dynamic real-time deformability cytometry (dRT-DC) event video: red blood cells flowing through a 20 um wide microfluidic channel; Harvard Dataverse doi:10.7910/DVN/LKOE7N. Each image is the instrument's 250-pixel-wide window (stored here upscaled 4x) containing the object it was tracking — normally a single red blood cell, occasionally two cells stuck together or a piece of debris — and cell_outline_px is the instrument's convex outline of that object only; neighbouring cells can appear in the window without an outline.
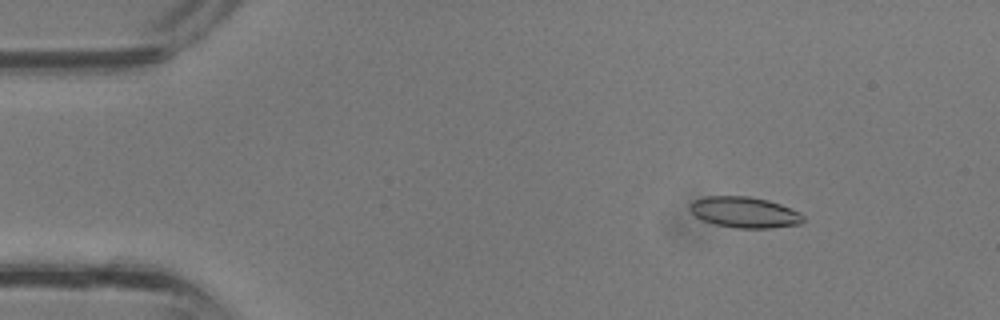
{"species": "common noctule bat (a hibernating species)", "species_latin": "Nyctalus noctula", "temperature_condition": "room temperature", "stored_images_in_passage": 35, "camera_frame_rate_fps": 3000, "um_per_image_px": 0.085, "animal": {"sex": "male", "body_mass_g": 13.3}, "frame": {"image": 1, "passage_image": 3, "time_ms": 0.667, "image_size_px": [1000, 320], "cell_outline_px": [[804, 220], [800, 224], [772, 228], [736, 228], [716, 224], [704, 220], [696, 216], [688, 208], [692, 200], [704, 196], [748, 196], [768, 200], [792, 208], [800, 212], [804, 216]], "centroid_in_image_um": [63.3, 18.04], "position_along_channel_um": 21.7, "area_um2": 20.52}}
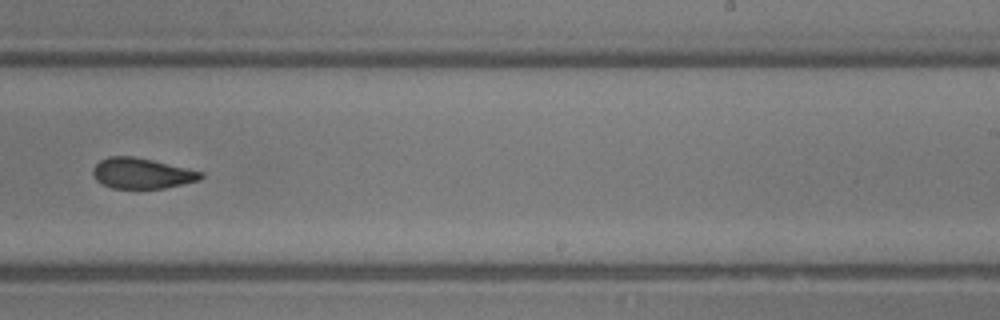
{"frame": {"image": 2, "passage_image": 21, "time_ms": 6.667, "image_size_px": [1000, 320], "cell_outline_px": [[204, 176], [200, 180], [164, 188], [112, 188], [100, 184], [92, 176], [92, 168], [100, 160], [108, 156], [132, 156], [152, 160], [204, 172]], "centroid_in_image_um": [12.02, 14.73], "position_along_channel_um": 277.0, "area_um2": 19.31}}
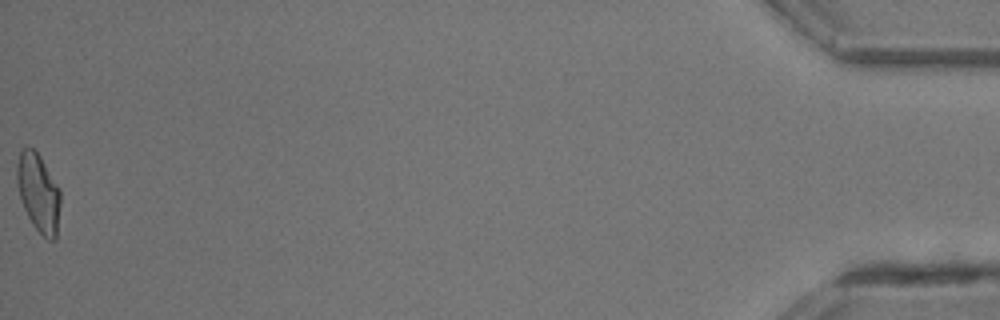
{"frame": {"image": 3, "passage_image": 35, "time_ms": 11.333, "image_size_px": [1000, 320], "cell_outline_px": [[60, 204], [56, 240], [48, 240], [32, 224], [24, 208], [20, 196], [16, 180], [16, 164], [20, 152], [24, 148], [32, 148], [40, 156], [60, 188]], "centroid_in_image_um": [3.27, 16.38], "position_along_channel_um": 431.9, "area_um2": 19.77}}